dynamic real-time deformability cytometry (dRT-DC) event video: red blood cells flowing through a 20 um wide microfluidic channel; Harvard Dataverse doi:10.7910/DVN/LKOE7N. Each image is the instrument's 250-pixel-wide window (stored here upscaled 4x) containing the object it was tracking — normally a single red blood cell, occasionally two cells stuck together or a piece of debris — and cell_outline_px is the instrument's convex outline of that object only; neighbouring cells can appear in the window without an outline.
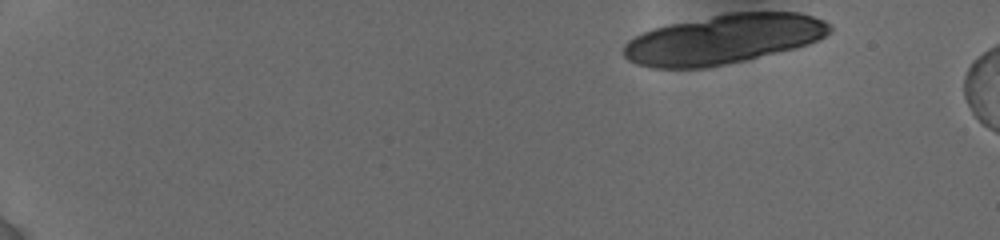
{"species": "human", "species_latin": "Homo sapiens", "temperature_condition": "cold", "stored_images_in_passage": 13, "camera_frame_rate_fps": 3000, "um_per_image_px": 0.085, "donor": {"sex": "female"}, "frame": {"image": 1, "passage_image": 1, "time_ms": 0.0, "image_size_px": [1000, 240], "cell_outline_px": [[832, 32], [808, 44], [796, 48], [744, 60], [704, 68], [652, 68], [636, 64], [628, 60], [624, 56], [624, 44], [628, 40], [652, 28], [668, 24], [728, 12], [800, 12], [824, 20], [832, 28]], "centroid_in_image_um": [61.49, 3.32], "position_along_channel_um": 23.5, "area_um2": 59.48}}